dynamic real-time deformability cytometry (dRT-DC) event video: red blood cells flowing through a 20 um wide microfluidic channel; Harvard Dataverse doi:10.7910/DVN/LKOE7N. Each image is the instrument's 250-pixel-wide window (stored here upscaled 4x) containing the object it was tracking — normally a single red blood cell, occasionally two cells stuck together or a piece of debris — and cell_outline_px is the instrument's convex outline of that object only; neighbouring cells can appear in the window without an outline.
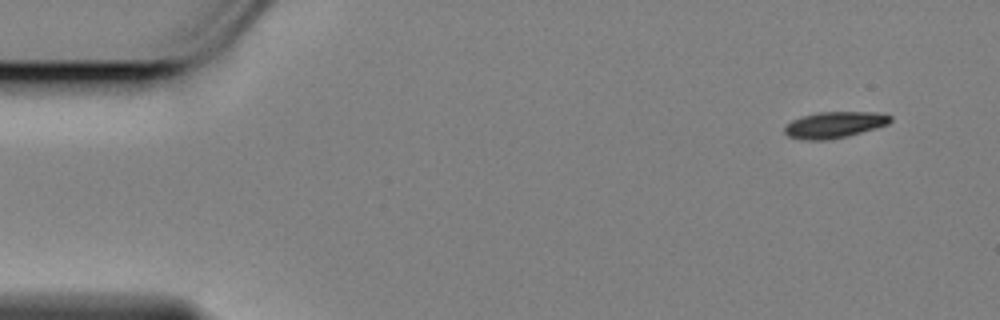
{"species": "Egyptian fruit bat (a non-hibernating species)", "species_latin": "Rousettus aegyptiacus", "temperature_condition": "cold", "stored_images_in_passage": 54, "camera_frame_rate_fps": 3000, "um_per_image_px": 0.085, "animal": {"sex": "female"}, "frame": {"image": 1, "passage_image": 1, "time_ms": 0.0, "image_size_px": [1000, 320], "cell_outline_px": [[892, 120], [888, 124], [876, 128], [848, 136], [828, 140], [800, 140], [788, 136], [784, 132], [784, 128], [792, 120], [804, 116], [820, 112], [876, 112], [892, 116]], "centroid_in_image_um": [70.94, 10.62], "position_along_channel_um": 14.1, "area_um2": 16.18}}
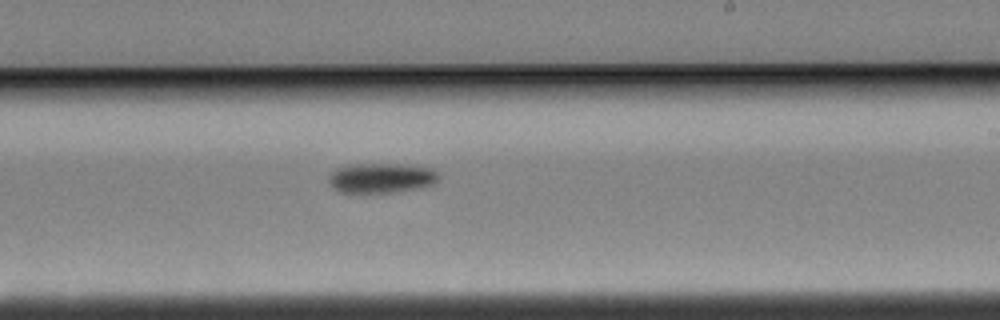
{"frame": {"image": 2, "passage_image": 31, "time_ms": 10.0, "image_size_px": [1000, 320], "cell_outline_px": [[440, 176], [432, 184], [420, 188], [392, 192], [340, 192], [332, 188], [328, 180], [328, 176], [336, 168], [348, 164], [400, 164], [428, 168], [436, 172]], "centroid_in_image_um": [32.35, 15.12], "position_along_channel_um": 256.7, "area_um2": 19.02}}
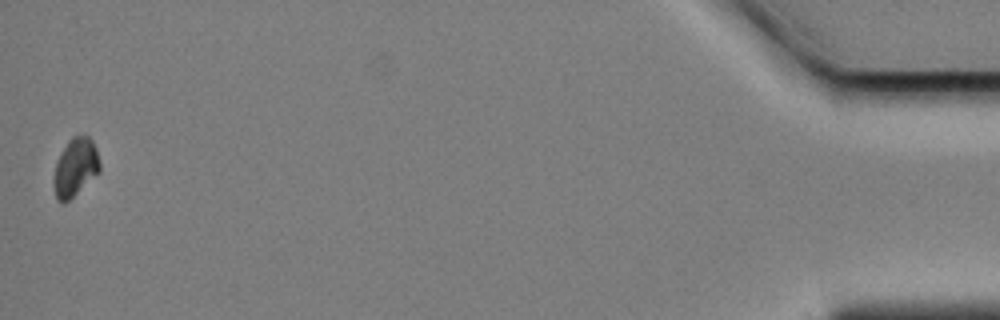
{"frame": {"image": 3, "passage_image": 54, "time_ms": 17.667, "image_size_px": [1000, 320], "cell_outline_px": [[100, 172], [68, 200], [60, 200], [56, 196], [56, 164], [68, 140], [72, 136], [88, 136], [92, 140], [96, 148], [100, 164]], "centroid_in_image_um": [6.47, 14.16], "position_along_channel_um": 428.7, "area_um2": 14.74}, "authors_computed_cell_mechanics": {"area_um2": 17.5134, "velocity_mm_per_s": 3.4532, "shape_relaxation_time_tau1_ms": 1.8502, "shape_relaxation_time_tau2_ms": null, "deformation_change_tau1": 0.104, "deformation_change_tau2": null}}